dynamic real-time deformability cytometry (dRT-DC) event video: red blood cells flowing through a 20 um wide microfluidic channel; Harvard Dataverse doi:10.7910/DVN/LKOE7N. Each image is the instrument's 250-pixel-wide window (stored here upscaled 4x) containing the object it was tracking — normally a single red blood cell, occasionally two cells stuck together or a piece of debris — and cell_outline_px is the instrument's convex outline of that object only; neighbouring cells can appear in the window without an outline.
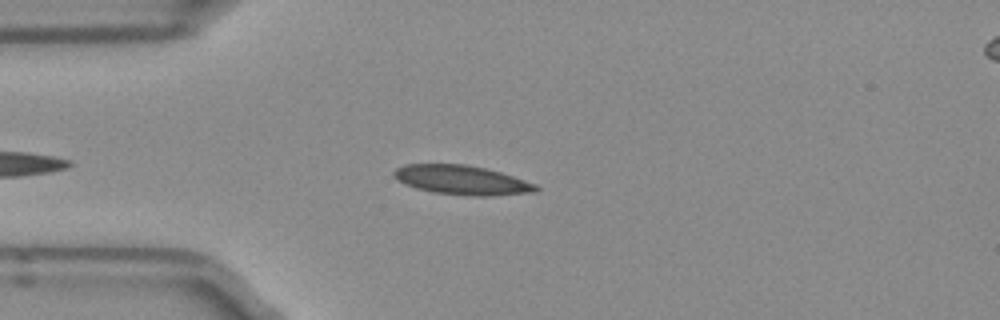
{"species": "Egyptian fruit bat (a non-hibernating species)", "species_latin": "Rousettus aegyptiacus", "temperature_condition": "room temperature", "stored_images_in_passage": 41, "camera_frame_rate_fps": 3000, "um_per_image_px": 0.085, "frame": {"image": 1, "passage_image": 8, "time_ms": 2.333, "image_size_px": [1000, 320], "cell_outline_px": [[540, 188], [536, 192], [484, 196], [476, 196], [432, 192], [416, 188], [392, 176], [392, 172], [396, 168], [404, 164], [464, 164], [484, 168], [500, 172], [536, 184]], "centroid_in_image_um": [39.25, 15.3], "position_along_channel_um": 45.7, "area_um2": 23.99}}
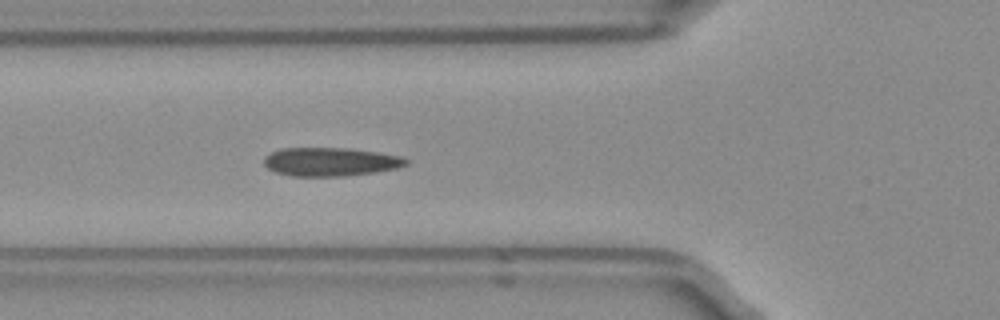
{"frame": {"image": 2, "passage_image": 13, "time_ms": 4.0, "image_size_px": [1000, 320], "cell_outline_px": [[408, 164], [396, 168], [376, 172], [344, 176], [292, 176], [276, 172], [268, 168], [264, 164], [264, 156], [280, 148], [348, 148], [376, 152], [400, 156], [408, 160]], "centroid_in_image_um": [28.07, 13.75], "position_along_channel_um": 97.7, "area_um2": 23.58}}
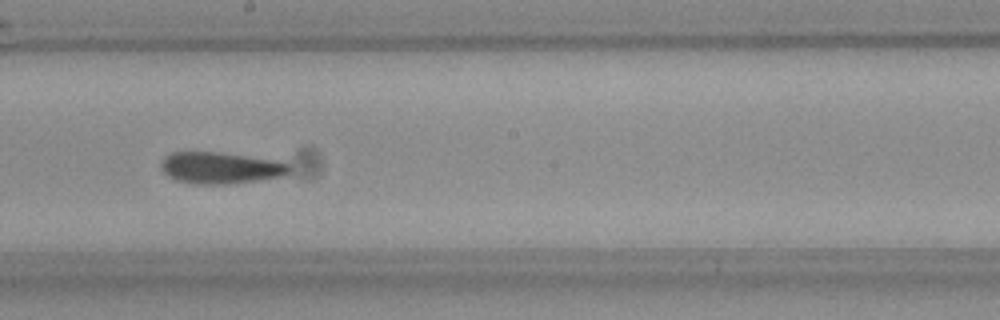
{"frame": {"image": 3, "passage_image": 23, "time_ms": 7.333, "image_size_px": [1000, 320], "cell_outline_px": [[292, 172], [280, 176], [256, 180], [224, 184], [196, 184], [176, 180], [168, 176], [160, 168], [160, 164], [164, 156], [172, 152], [220, 152], [276, 160], [288, 164], [292, 168]], "centroid_in_image_um": [18.72, 14.26], "position_along_channel_um": 229.5, "area_um2": 23.58}, "authors_computed_cell_mechanics": {"area_um2": 23.1778, "velocity_mm_per_s": 3.9404, "shape_relaxation_time_tau1_ms": 7.0035, "shape_relaxation_time_tau2_ms": 3.9649, "deformation_change_tau1": 0.1449, "deformation_change_tau2": 0.1013}}